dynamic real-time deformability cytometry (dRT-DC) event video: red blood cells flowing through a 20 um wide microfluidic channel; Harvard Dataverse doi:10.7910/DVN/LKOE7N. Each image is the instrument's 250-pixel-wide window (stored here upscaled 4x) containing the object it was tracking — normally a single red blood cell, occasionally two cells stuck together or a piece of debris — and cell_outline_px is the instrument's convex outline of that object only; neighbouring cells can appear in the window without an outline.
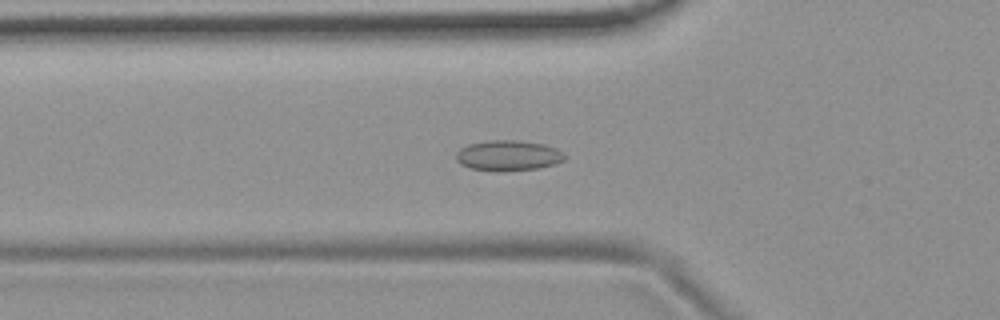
{"species": "common noctule bat (a hibernating species)", "species_latin": "Nyctalus noctula", "temperature_condition": "room temperature", "stored_images_in_passage": 54, "camera_frame_rate_fps": 3000, "um_per_image_px": 0.085, "animal": {"sex": "female", "body_mass_g": 19.9}, "frame": {"image": 1, "passage_image": 19, "time_ms": 6.0, "image_size_px": [1000, 320], "cell_outline_px": [[568, 156], [564, 160], [540, 168], [504, 172], [492, 172], [472, 168], [460, 164], [456, 160], [456, 152], [460, 148], [468, 144], [488, 140], [516, 140], [544, 144], [556, 148], [564, 152]], "centroid_in_image_um": [43.2, 13.23], "position_along_channel_um": 82.6, "area_um2": 19.65}}
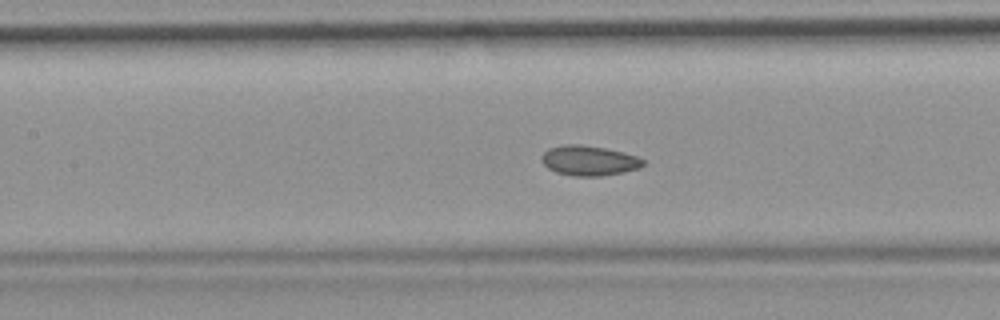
{"frame": {"image": 2, "passage_image": 25, "time_ms": 8.0, "image_size_px": [1000, 320], "cell_outline_px": [[644, 164], [640, 168], [624, 172], [600, 176], [572, 176], [556, 172], [548, 168], [540, 160], [540, 156], [548, 148], [564, 144], [580, 144], [604, 148], [624, 152], [636, 156], [644, 160]], "centroid_in_image_um": [50.04, 13.65], "position_along_channel_um": 157.4, "area_um2": 17.86}}
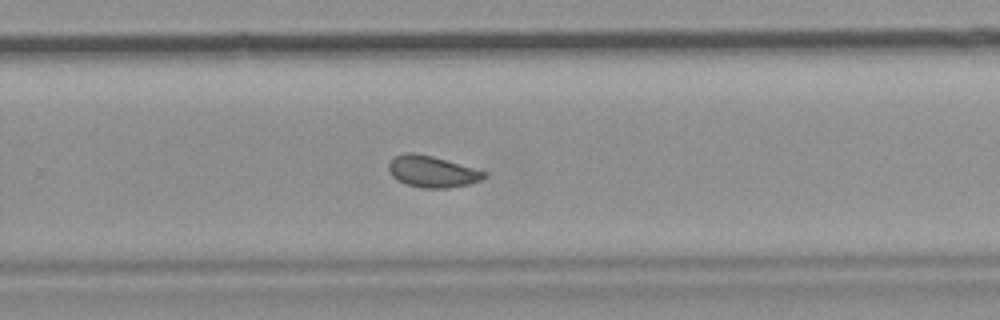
{"frame": {"image": 3, "passage_image": 36, "time_ms": 11.667, "image_size_px": [1000, 320], "cell_outline_px": [[488, 176], [480, 180], [468, 184], [448, 188], [424, 188], [404, 184], [396, 180], [388, 172], [388, 164], [396, 156], [404, 152], [412, 152], [432, 156], [488, 172]], "centroid_in_image_um": [36.72, 14.59], "position_along_channel_um": 293.1, "area_um2": 17.57}, "authors_computed_cell_mechanics": {"area_um2": 17.8602, "velocity_mm_per_s": 3.7194, "shape_relaxation_time_tau1_ms": null, "shape_relaxation_time_tau2_ms": 2.1422, "deformation_change_tau1": null, "deformation_change_tau2": 0.0638}}